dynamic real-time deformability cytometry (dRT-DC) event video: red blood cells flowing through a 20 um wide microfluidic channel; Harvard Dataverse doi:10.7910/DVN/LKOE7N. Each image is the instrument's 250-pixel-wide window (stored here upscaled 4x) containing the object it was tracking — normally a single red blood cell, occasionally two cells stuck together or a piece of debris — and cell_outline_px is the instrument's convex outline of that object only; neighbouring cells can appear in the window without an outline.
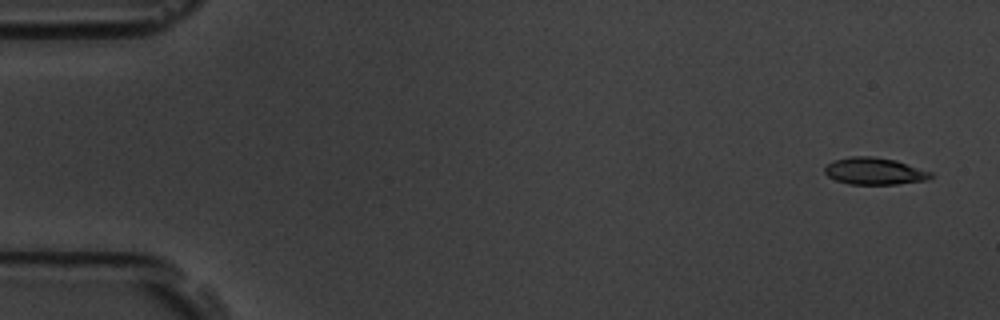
{"species": "common noctule bat (a hibernating species)", "species_latin": "Nyctalus noctula", "temperature_condition": "room temperature", "stored_images_in_passage": 4, "camera_frame_rate_fps": 3000, "um_per_image_px": 0.085, "animal": {"sex": "male", "body_mass_g": 19.5, "forearm_length_mm": 54.6}, "frame": {"image": 1, "passage_image": 1, "time_ms": 0.0, "image_size_px": [1000, 320], "cell_outline_px": [[936, 176], [924, 180], [896, 184], [848, 184], [836, 180], [828, 176], [824, 172], [824, 168], [832, 160], [848, 156], [872, 156], [896, 160], [932, 172]], "centroid_in_image_um": [74.32, 14.54], "position_along_channel_um": 10.7, "area_um2": 16.76}}